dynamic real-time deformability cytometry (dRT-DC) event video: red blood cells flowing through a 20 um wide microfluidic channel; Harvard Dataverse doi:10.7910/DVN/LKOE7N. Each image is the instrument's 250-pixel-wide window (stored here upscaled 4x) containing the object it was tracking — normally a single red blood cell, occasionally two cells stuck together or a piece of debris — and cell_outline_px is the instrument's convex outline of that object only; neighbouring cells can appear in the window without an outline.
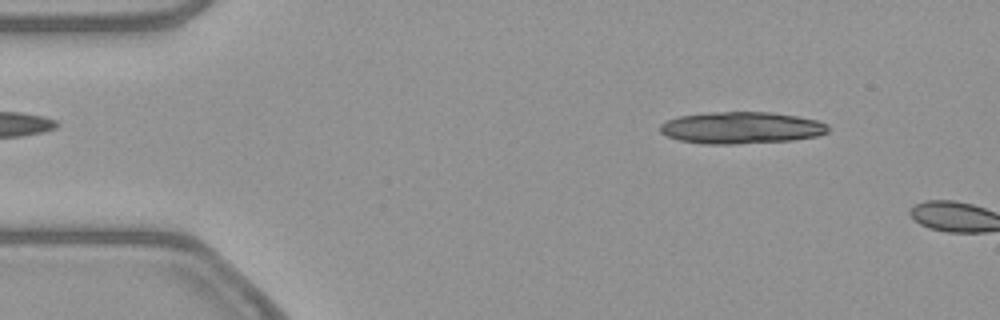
{"species": "common noctule bat (a hibernating species)", "species_latin": "Nyctalus noctula", "temperature_condition": "warm", "stored_images_in_passage": 8, "camera_frame_rate_fps": 3000, "um_per_image_px": 0.085, "animal": {"sex": "female", "body_mass_g": 21.9}, "frame": {"image": 1, "passage_image": 6, "time_ms": 1.667, "image_size_px": [1000, 320], "cell_outline_px": [[832, 128], [828, 132], [816, 136], [796, 140], [736, 144], [704, 144], [680, 140], [668, 136], [660, 132], [660, 124], [668, 120], [680, 116], [704, 112], [772, 112], [796, 116], [816, 120], [828, 124]], "centroid_in_image_um": [63.04, 10.86], "position_along_channel_um": 22.0, "area_um2": 31.39}}